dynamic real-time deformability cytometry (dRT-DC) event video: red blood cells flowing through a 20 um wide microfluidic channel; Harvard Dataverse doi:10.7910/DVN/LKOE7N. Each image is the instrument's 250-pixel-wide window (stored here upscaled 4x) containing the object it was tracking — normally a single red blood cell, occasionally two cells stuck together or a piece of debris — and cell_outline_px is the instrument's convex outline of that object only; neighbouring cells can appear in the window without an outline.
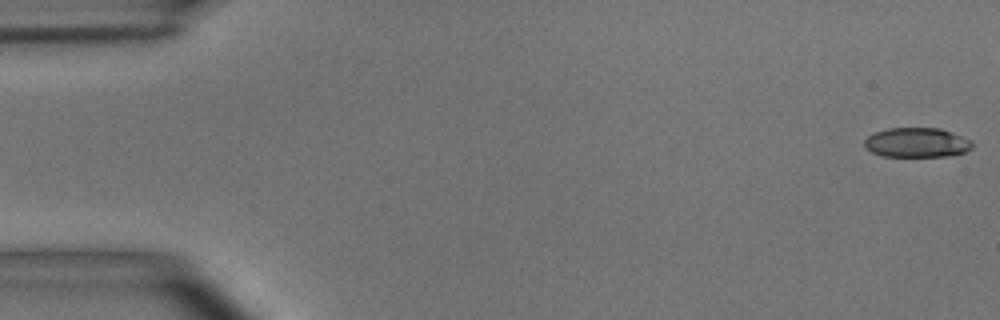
{"species": "common noctule bat (a hibernating species)", "species_latin": "Nyctalus noctula", "temperature_condition": "room temperature", "stored_images_in_passage": 55, "camera_frame_rate_fps": 3000, "um_per_image_px": 0.085, "animal": {"sex": "male", "body_mass_g": 15.6}, "frame": {"image": 1, "passage_image": 1, "time_ms": 0.0, "image_size_px": [1000, 320], "cell_outline_px": [[972, 148], [964, 152], [944, 156], [880, 156], [864, 148], [864, 140], [872, 132], [888, 128], [940, 128], [972, 140]], "centroid_in_image_um": [77.88, 12.11], "position_along_channel_um": 7.1, "area_um2": 18.67}}
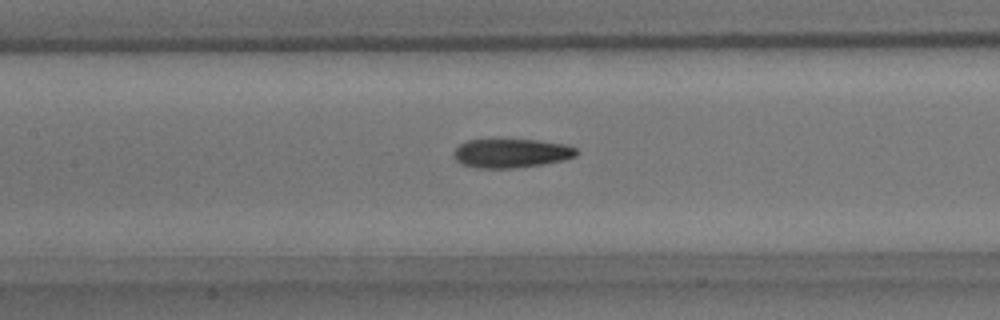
{"frame": {"image": 2, "passage_image": 25, "time_ms": 8.0, "image_size_px": [1000, 320], "cell_outline_px": [[580, 152], [576, 156], [564, 160], [544, 164], [516, 168], [476, 168], [460, 164], [456, 160], [456, 148], [460, 144], [468, 140], [536, 140], [564, 144], [576, 148]], "centroid_in_image_um": [43.5, 13.04], "position_along_channel_um": 163.9, "area_um2": 20.63}}
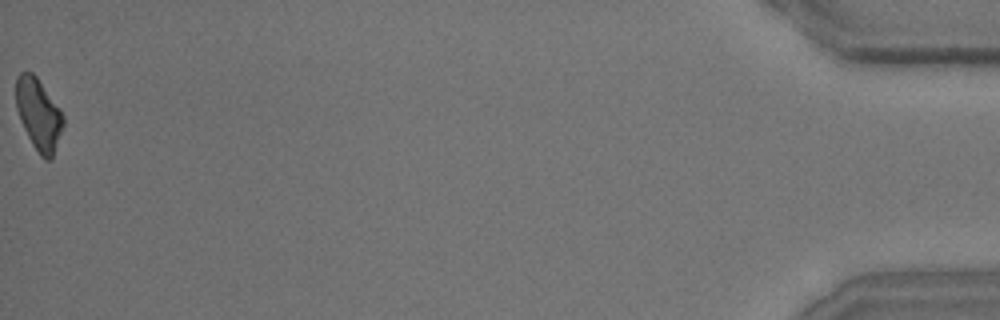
{"frame": {"image": 3, "passage_image": 55, "time_ms": 18.0, "image_size_px": [1000, 320], "cell_outline_px": [[64, 124], [52, 156], [48, 160], [44, 160], [40, 156], [32, 144], [24, 128], [16, 108], [16, 76], [20, 72], [32, 72], [36, 76], [64, 116]], "centroid_in_image_um": [3.26, 9.71], "position_along_channel_um": 431.9, "area_um2": 19.31}, "authors_computed_cell_mechanics": {"area_um2": 20.23, "velocity_mm_per_s": 3.6532, "shape_relaxation_time_tau1_ms": 8.1962, "shape_relaxation_time_tau2_ms": 3.7254, "deformation_change_tau1": 0.2205, "deformation_change_tau2": 0.1266}}